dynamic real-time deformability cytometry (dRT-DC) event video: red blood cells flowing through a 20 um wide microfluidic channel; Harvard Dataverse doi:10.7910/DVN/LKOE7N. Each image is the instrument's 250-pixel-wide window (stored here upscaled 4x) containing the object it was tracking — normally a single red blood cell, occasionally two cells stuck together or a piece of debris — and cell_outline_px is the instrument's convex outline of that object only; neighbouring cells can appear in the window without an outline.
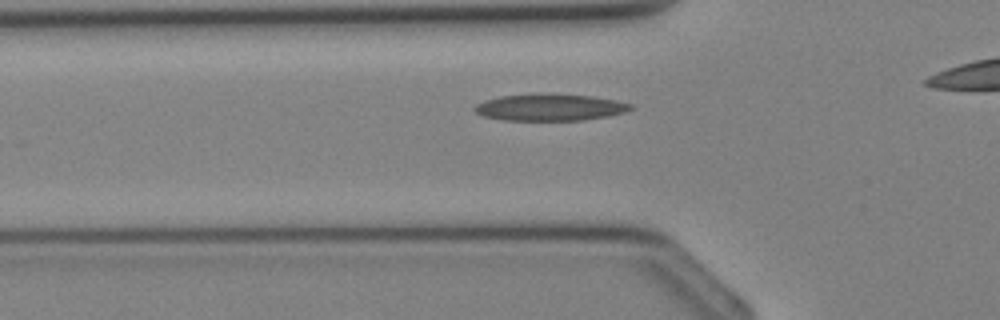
{"species": "Egyptian fruit bat (a non-hibernating species)", "species_latin": "Rousettus aegyptiacus", "temperature_condition": "cold", "stored_images_in_passage": 23, "camera_frame_rate_fps": 3000, "um_per_image_px": 0.085, "animal": {"sex": "female"}, "frame": {"image": 1, "passage_image": 6, "time_ms": 1.667, "image_size_px": [1000, 320], "cell_outline_px": [[636, 108], [624, 112], [608, 116], [584, 120], [500, 120], [484, 116], [476, 112], [472, 108], [476, 104], [484, 100], [500, 96], [592, 96], [616, 100], [632, 104]], "centroid_in_image_um": [46.77, 9.17], "position_along_channel_um": 79.0, "area_um2": 23.47}}
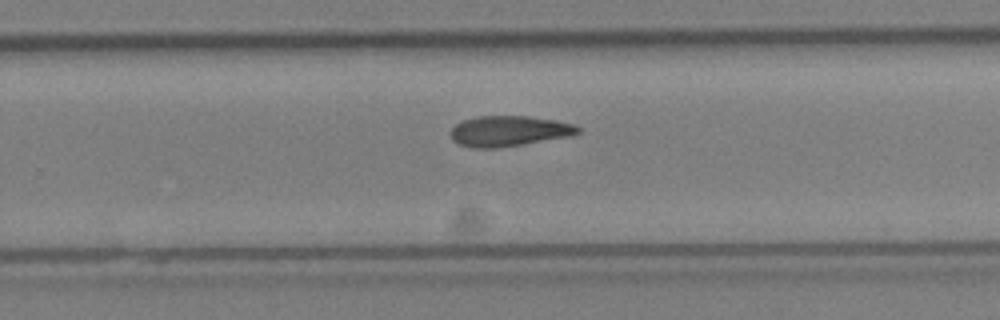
{"frame": {"image": 2, "passage_image": 17, "time_ms": 5.333, "image_size_px": [1000, 320], "cell_outline_px": [[580, 132], [572, 136], [496, 148], [472, 148], [456, 144], [452, 140], [452, 128], [460, 120], [476, 116], [528, 116], [556, 120], [572, 124], [580, 128]], "centroid_in_image_um": [43.23, 11.14], "position_along_channel_um": 286.6, "area_um2": 22.72}}
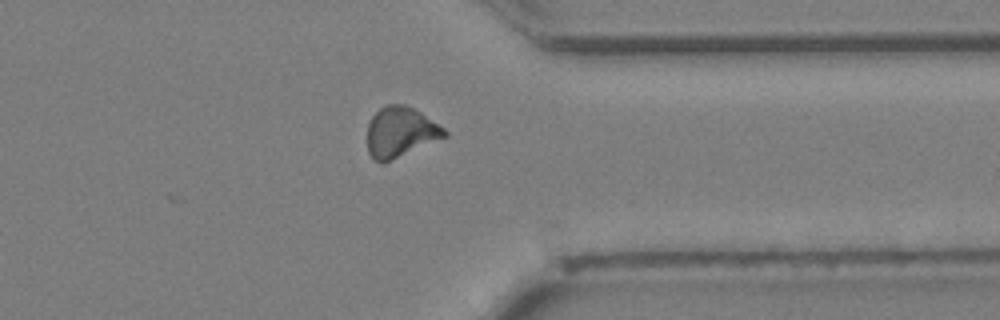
{"frame": {"image": 3, "passage_image": 22, "time_ms": 7.0, "image_size_px": [1000, 320], "cell_outline_px": [[448, 136], [384, 164], [380, 164], [368, 152], [368, 124], [372, 116], [380, 108], [388, 104], [404, 104], [420, 112], [444, 128], [448, 132]], "centroid_in_image_um": [34.04, 11.25], "position_along_channel_um": 377.4, "area_um2": 22.66}}